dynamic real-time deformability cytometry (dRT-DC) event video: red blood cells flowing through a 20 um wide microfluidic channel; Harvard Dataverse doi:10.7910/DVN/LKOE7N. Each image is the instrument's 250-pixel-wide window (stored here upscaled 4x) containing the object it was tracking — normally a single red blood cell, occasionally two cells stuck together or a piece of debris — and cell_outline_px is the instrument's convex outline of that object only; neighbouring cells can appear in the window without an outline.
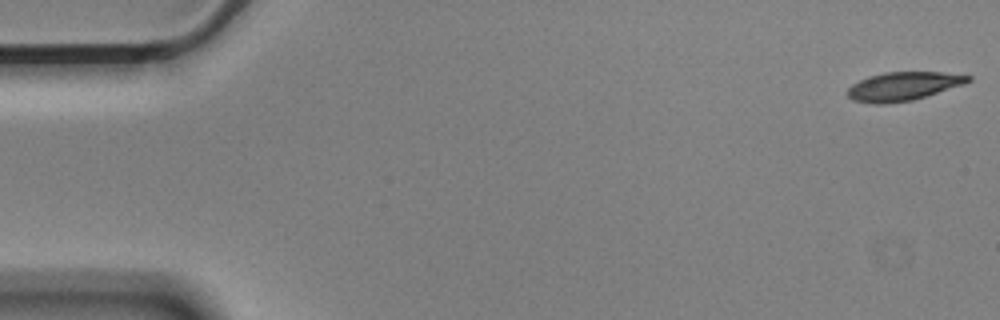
{"species": "Egyptian fruit bat (a non-hibernating species)", "species_latin": "Rousettus aegyptiacus", "temperature_condition": "cold", "stored_images_in_passage": 11, "camera_frame_rate_fps": 3000, "um_per_image_px": 0.085, "animal": {"sex": "male"}, "frame": {"image": 1, "passage_image": 1, "time_ms": 0.0, "image_size_px": [1000, 320], "cell_outline_px": [[972, 80], [964, 84], [912, 100], [884, 104], [872, 104], [852, 100], [848, 96], [848, 88], [852, 84], [868, 76], [884, 72], [944, 72], [972, 76]], "centroid_in_image_um": [76.76, 7.33], "position_along_channel_um": 8.2, "area_um2": 20.06}}